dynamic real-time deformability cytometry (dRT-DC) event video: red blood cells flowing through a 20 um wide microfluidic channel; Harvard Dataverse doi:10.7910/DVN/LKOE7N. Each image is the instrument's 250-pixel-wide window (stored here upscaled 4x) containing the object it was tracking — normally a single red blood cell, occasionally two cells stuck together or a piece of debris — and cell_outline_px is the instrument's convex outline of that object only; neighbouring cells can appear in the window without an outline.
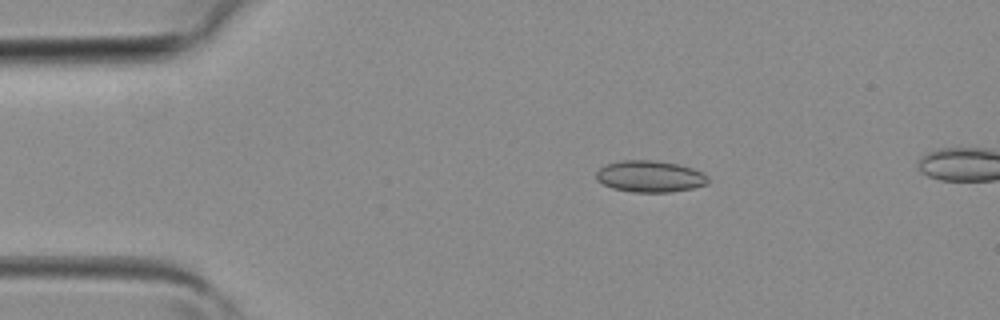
{"species": "common noctule bat (a hibernating species)", "species_latin": "Nyctalus noctula", "temperature_condition": "room temperature", "stored_images_in_passage": 4, "camera_frame_rate_fps": 3000, "um_per_image_px": 0.085, "animal": {"sex": "female", "body_mass_g": 19.3, "forearm_length_mm": 54.1}, "frame": {"image": 1, "passage_image": 2, "time_ms": 0.333, "image_size_px": [1000, 320], "cell_outline_px": [[708, 184], [692, 188], [672, 192], [632, 192], [612, 188], [596, 180], [596, 172], [604, 164], [620, 160], [652, 160], [676, 164], [692, 168], [708, 176]], "centroid_in_image_um": [55.21, 14.99], "position_along_channel_um": 29.8, "area_um2": 20.58}}